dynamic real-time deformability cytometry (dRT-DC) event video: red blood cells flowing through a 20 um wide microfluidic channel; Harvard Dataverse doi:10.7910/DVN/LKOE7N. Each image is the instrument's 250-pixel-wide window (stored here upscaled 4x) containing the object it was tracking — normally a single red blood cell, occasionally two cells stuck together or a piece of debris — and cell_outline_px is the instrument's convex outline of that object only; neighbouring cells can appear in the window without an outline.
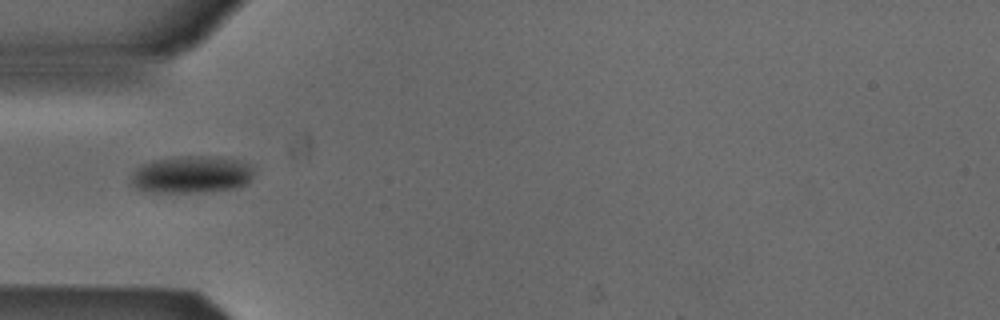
{"species": "Egyptian fruit bat (a non-hibernating species)", "species_latin": "Rousettus aegyptiacus", "temperature_condition": "cold", "stored_images_in_passage": 32, "camera_frame_rate_fps": 3000, "um_per_image_px": 0.085, "animal": {"sex": "male"}, "frame": {"image": 1, "passage_image": 1, "time_ms": 0.0, "image_size_px": [1000, 320], "cell_outline_px": [[252, 176], [248, 184], [232, 188], [192, 192], [148, 192], [136, 188], [132, 184], [128, 176], [140, 164], [152, 160], [180, 156], [220, 156], [236, 160], [248, 164], [252, 168]], "centroid_in_image_um": [16.2, 14.82], "position_along_channel_um": 68.8, "area_um2": 26.76}}
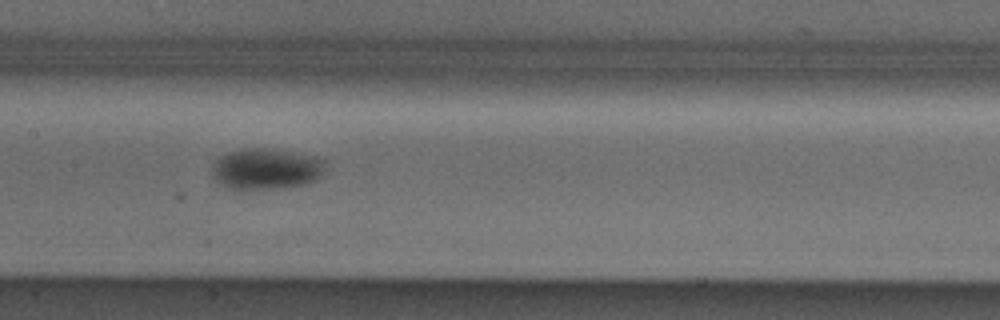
{"frame": {"image": 2, "passage_image": 10, "time_ms": 3.0, "image_size_px": [1000, 320], "cell_outline_px": [[324, 172], [316, 180], [304, 184], [280, 188], [228, 188], [220, 184], [212, 176], [212, 164], [220, 156], [228, 152], [244, 148], [260, 148], [292, 152], [316, 156], [324, 160]], "centroid_in_image_um": [22.61, 14.34], "position_along_channel_um": 184.8, "area_um2": 26.88}}
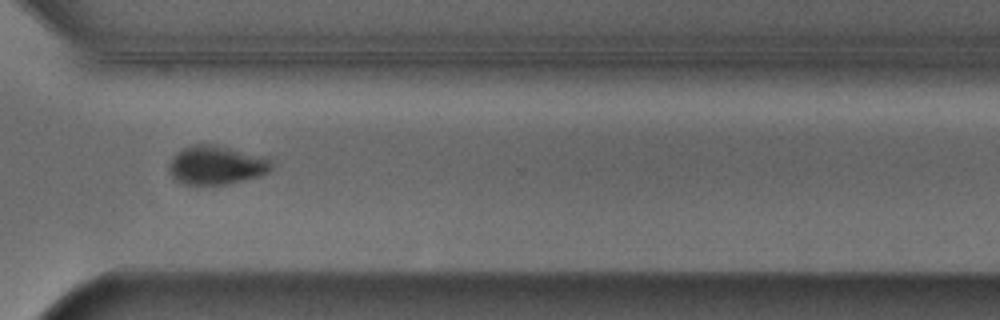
{"frame": {"image": 3, "passage_image": 23, "time_ms": 7.333, "image_size_px": [1000, 320], "cell_outline_px": [[272, 168], [268, 172], [260, 176], [228, 184], [184, 184], [176, 180], [168, 172], [168, 168], [176, 152], [192, 144], [216, 144], [264, 156], [272, 164]], "centroid_in_image_um": [18.39, 14.03], "position_along_channel_um": 352.2, "area_um2": 23.18}, "authors_computed_cell_mechanics": {"area_um2": 25.6054, "velocity_mm_per_s": 3.869, "shape_relaxation_time_tau1_ms": 2.6031, "shape_relaxation_time_tau2_ms": null, "deformation_change_tau1": 0.0964, "deformation_change_tau2": null}}